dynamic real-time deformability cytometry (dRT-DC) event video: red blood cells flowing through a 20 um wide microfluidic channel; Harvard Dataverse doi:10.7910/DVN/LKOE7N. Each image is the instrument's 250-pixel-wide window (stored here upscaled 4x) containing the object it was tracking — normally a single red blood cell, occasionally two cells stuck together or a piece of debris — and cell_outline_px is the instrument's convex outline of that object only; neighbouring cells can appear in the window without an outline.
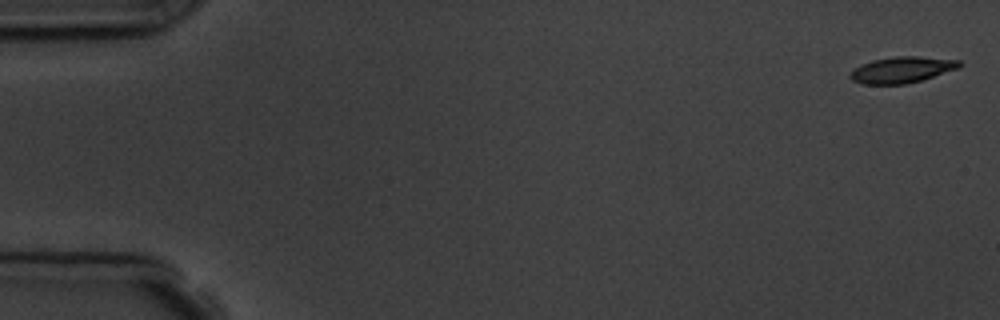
{"species": "common noctule bat (a hibernating species)", "species_latin": "Nyctalus noctula", "temperature_condition": "room temperature", "stored_images_in_passage": 15, "camera_frame_rate_fps": 3000, "um_per_image_px": 0.085, "animal": {"sex": "male", "body_mass_g": 19.5, "forearm_length_mm": 54.6}, "frame": {"image": 1, "passage_image": 1, "time_ms": 0.0, "image_size_px": [1000, 320], "cell_outline_px": [[964, 64], [956, 68], [920, 80], [904, 84], [864, 84], [852, 80], [848, 76], [860, 64], [872, 60], [896, 56], [916, 56], [960, 60]], "centroid_in_image_um": [76.63, 5.92], "position_along_channel_um": 8.4, "area_um2": 16.36}}
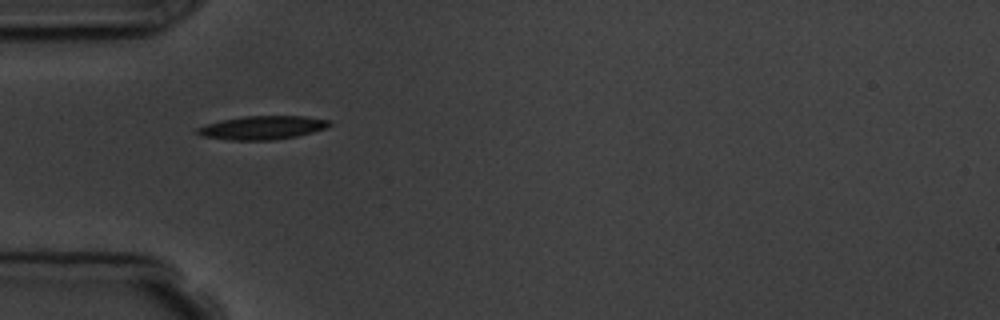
{"frame": {"image": 2, "passage_image": 5, "time_ms": 5.333, "image_size_px": [1000, 320], "cell_outline_px": [[332, 124], [324, 128], [312, 132], [296, 136], [276, 140], [228, 140], [200, 136], [196, 132], [196, 128], [204, 124], [220, 120], [244, 116], [304, 116], [328, 120]], "centroid_in_image_um": [22.23, 10.85], "position_along_channel_um": 62.8, "area_um2": 18.21}}
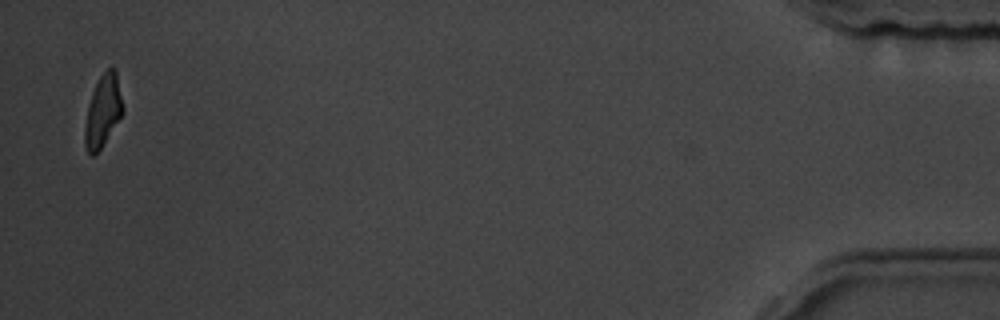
{"frame": {"image": 3, "passage_image": 15, "time_ms": 17.667, "image_size_px": [1000, 320], "cell_outline_px": [[124, 112], [100, 148], [92, 156], [88, 152], [84, 144], [84, 128], [88, 104], [92, 92], [100, 76], [108, 68], [116, 68], [124, 108]], "centroid_in_image_um": [8.75, 9.4], "position_along_channel_um": 426.4, "area_um2": 15.84}, "authors_computed_cell_mechanics": {"area_um2": 17.3978, "velocity_mm_per_s": 3.6962, "shape_relaxation_time_tau1_ms": 4.0813, "shape_relaxation_time_tau2_ms": 1.5037, "deformation_change_tau1": 0.144, "deformation_change_tau2": 0.0639}}